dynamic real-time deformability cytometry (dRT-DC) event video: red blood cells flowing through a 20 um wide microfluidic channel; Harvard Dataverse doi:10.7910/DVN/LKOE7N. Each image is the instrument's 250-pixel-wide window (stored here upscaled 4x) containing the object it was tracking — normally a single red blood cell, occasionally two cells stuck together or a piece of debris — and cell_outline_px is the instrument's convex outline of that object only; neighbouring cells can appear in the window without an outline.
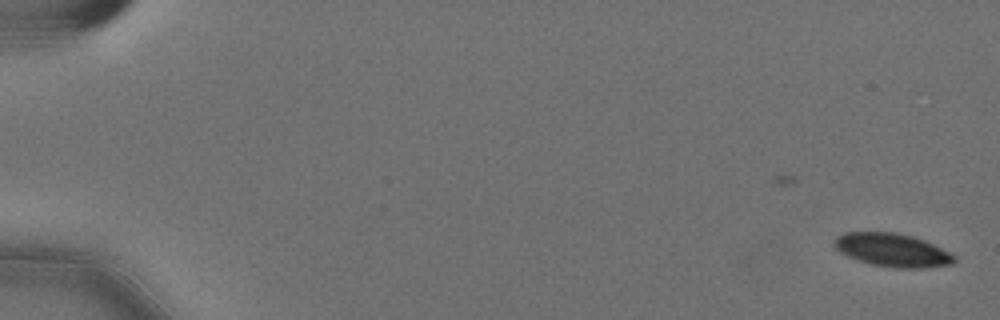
{"species": "Egyptian fruit bat (a non-hibernating species)", "species_latin": "Rousettus aegyptiacus", "temperature_condition": "cold", "stored_images_in_passage": 54, "camera_frame_rate_fps": 3000, "um_per_image_px": 0.085, "animal": {"sex": "female"}, "frame": {"image": 1, "passage_image": 1, "time_ms": 0.0, "image_size_px": [1000, 320], "cell_outline_px": [[956, 260], [952, 264], [920, 268], [896, 268], [872, 264], [848, 256], [840, 252], [832, 244], [832, 240], [836, 236], [844, 232], [896, 232], [912, 236], [924, 240], [956, 256]], "centroid_in_image_um": [75.81, 21.24], "position_along_channel_um": 9.2, "area_um2": 23.18}}
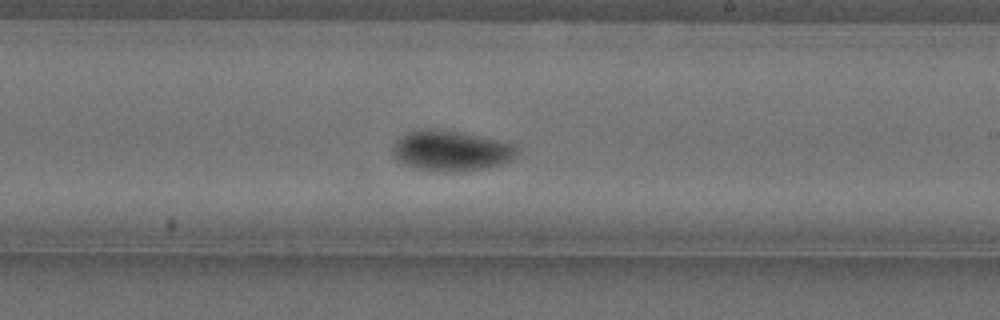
{"frame": {"image": 2, "passage_image": 35, "time_ms": 11.333, "image_size_px": [1000, 320], "cell_outline_px": [[516, 156], [512, 160], [488, 168], [464, 172], [436, 172], [416, 168], [400, 164], [392, 156], [392, 148], [396, 140], [400, 136], [408, 132], [428, 128], [436, 128], [460, 132], [516, 144]], "centroid_in_image_um": [38.29, 12.83], "position_along_channel_um": 250.7, "area_um2": 29.82}}
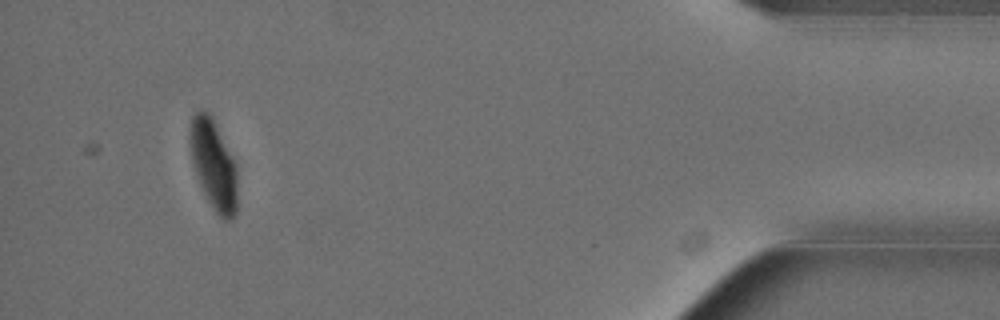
{"frame": {"image": 3, "passage_image": 54, "time_ms": 17.667, "image_size_px": [1000, 320], "cell_outline_px": [[236, 212], [232, 220], [224, 220], [216, 212], [208, 200], [196, 176], [192, 160], [188, 136], [192, 116], [196, 112], [204, 112], [212, 116], [236, 160]], "centroid_in_image_um": [18.16, 13.98], "position_along_channel_um": 417.0, "area_um2": 24.85}, "authors_computed_cell_mechanics": {"area_um2": 25.5765, "velocity_mm_per_s": 3.5657, "shape_relaxation_time_tau1_ms": 4.184, "shape_relaxation_time_tau2_ms": null, "deformation_change_tau1": 0.1422, "deformation_change_tau2": null}}